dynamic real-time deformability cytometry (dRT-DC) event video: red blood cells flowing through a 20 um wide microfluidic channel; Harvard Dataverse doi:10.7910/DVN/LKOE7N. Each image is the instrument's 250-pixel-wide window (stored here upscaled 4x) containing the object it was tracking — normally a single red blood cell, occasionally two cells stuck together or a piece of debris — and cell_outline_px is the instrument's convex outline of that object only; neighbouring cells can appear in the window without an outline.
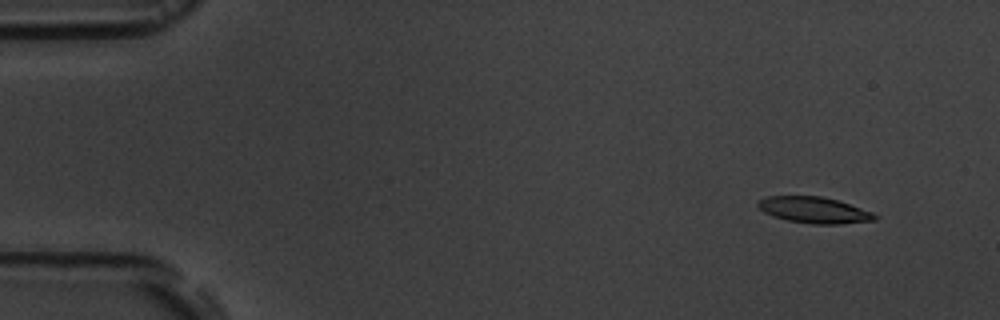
{"species": "common noctule bat (a hibernating species)", "species_latin": "Nyctalus noctula", "temperature_condition": "room temperature", "stored_images_in_passage": 10, "camera_frame_rate_fps": 3000, "um_per_image_px": 0.085, "animal": {"sex": "male", "body_mass_g": 19.5, "forearm_length_mm": 54.6}, "frame": {"image": 1, "passage_image": 2, "time_ms": 1.333, "image_size_px": [1000, 320], "cell_outline_px": [[876, 220], [840, 224], [812, 224], [784, 220], [772, 216], [764, 212], [756, 204], [760, 200], [768, 196], [820, 196], [836, 200], [872, 212], [876, 216]], "centroid_in_image_um": [69.16, 17.86], "position_along_channel_um": 15.8, "area_um2": 17.69}}
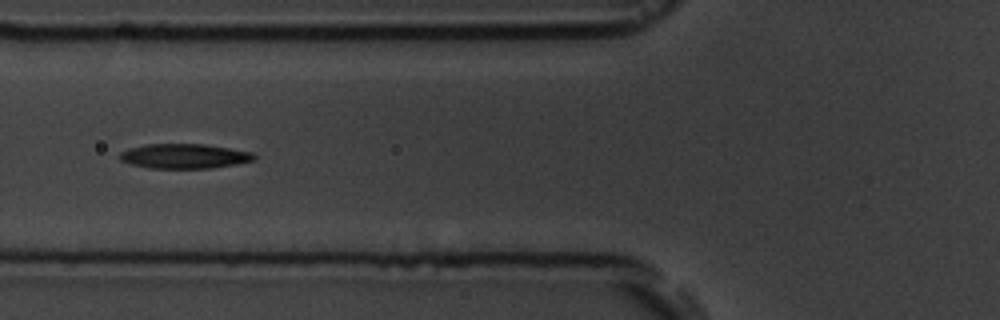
{"frame": {"image": 2, "passage_image": 6, "time_ms": 7.0, "image_size_px": [1000, 320], "cell_outline_px": [[256, 156], [252, 160], [212, 168], [148, 168], [132, 164], [120, 160], [120, 152], [128, 148], [144, 144], [204, 144], [252, 152]], "centroid_in_image_um": [15.61, 13.26], "position_along_channel_um": 110.2, "area_um2": 19.13}}
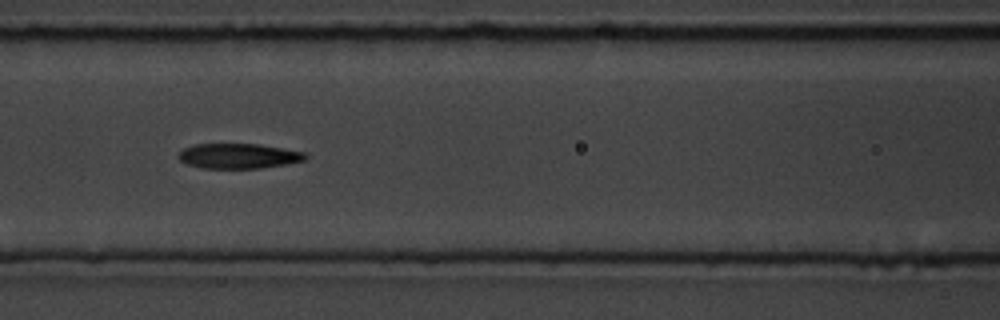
{"frame": {"image": 3, "passage_image": 7, "time_ms": 8.0, "image_size_px": [1000, 320], "cell_outline_px": [[308, 156], [304, 160], [284, 164], [260, 168], [204, 168], [188, 164], [180, 160], [180, 152], [184, 148], [196, 144], [260, 144], [304, 152]], "centroid_in_image_um": [20.29, 13.25], "position_along_channel_um": 146.3, "area_um2": 18.21}}